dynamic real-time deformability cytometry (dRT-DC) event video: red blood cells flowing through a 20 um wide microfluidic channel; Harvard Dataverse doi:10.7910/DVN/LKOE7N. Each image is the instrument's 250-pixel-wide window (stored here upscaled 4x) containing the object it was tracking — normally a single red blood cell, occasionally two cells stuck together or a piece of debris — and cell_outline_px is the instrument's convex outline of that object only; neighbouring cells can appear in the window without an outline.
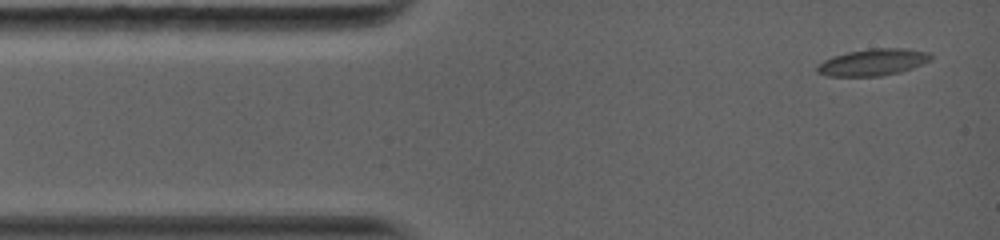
{"species": "common noctule bat (a hibernating species)", "species_latin": "Nyctalus noctula", "temperature_condition": "warm", "stored_images_in_passage": 11, "camera_frame_rate_fps": 5000, "um_per_image_px": 0.085, "animal": {"sex": "female", "body_mass_g": 19.0, "forearm_length_mm": 56.7}, "frame": {"image": 1, "passage_image": 1, "time_ms": 0.0, "image_size_px": [1000, 240], "cell_outline_px": [[932, 60], [912, 68], [900, 72], [880, 76], [828, 76], [816, 72], [816, 68], [824, 60], [832, 56], [848, 52], [872, 48], [904, 48], [928, 52], [932, 56]], "centroid_in_image_um": [74.21, 5.29], "position_along_channel_um": 10.8, "area_um2": 17.69}}
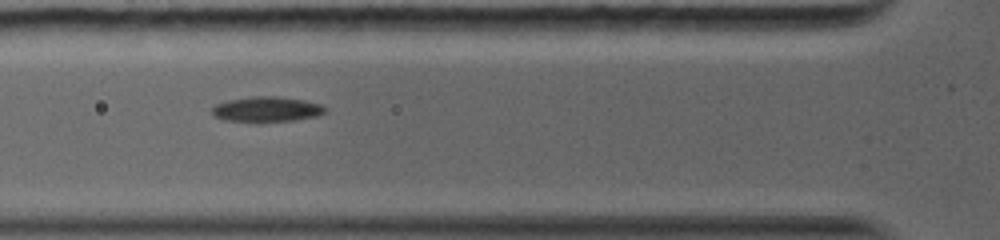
{"frame": {"image": 2, "passage_image": 7, "time_ms": 3.8, "image_size_px": [1000, 240], "cell_outline_px": [[328, 112], [316, 116], [296, 120], [260, 124], [224, 120], [212, 116], [212, 108], [216, 104], [228, 100], [252, 96], [276, 96], [304, 100], [320, 104], [328, 108]], "centroid_in_image_um": [22.67, 9.32], "position_along_channel_um": 103.1, "area_um2": 17.34}}
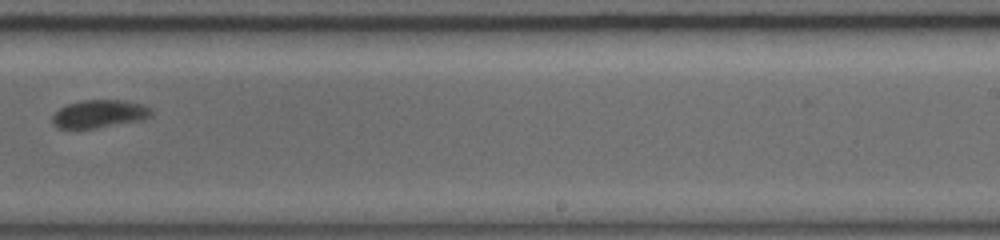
{"frame": {"image": 3, "passage_image": 11, "time_ms": 8.2, "image_size_px": [1000, 240], "cell_outline_px": [[152, 116], [144, 120], [96, 128], [56, 128], [52, 124], [52, 116], [60, 108], [68, 104], [84, 100], [124, 100], [140, 104], [152, 108]], "centroid_in_image_um": [8.47, 9.69], "position_along_channel_um": 280.5, "area_um2": 16.18}}